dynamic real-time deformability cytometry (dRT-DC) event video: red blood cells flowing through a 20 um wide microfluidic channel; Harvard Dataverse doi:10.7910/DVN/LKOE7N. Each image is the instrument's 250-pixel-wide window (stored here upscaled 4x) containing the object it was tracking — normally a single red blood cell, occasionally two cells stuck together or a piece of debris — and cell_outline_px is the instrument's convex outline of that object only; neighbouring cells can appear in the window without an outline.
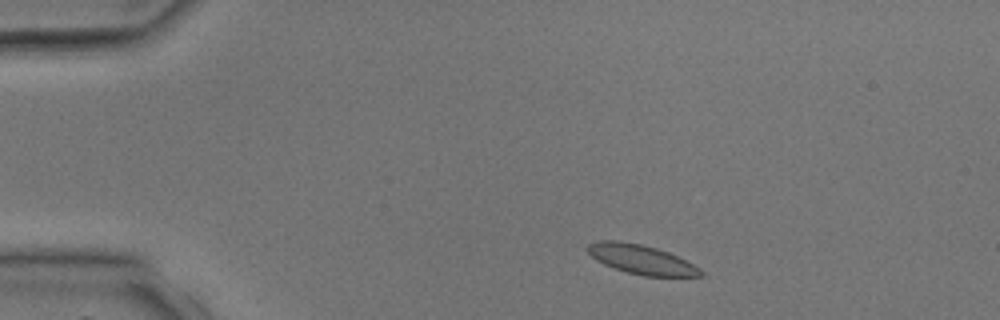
{"species": "common noctule bat (a hibernating species)", "species_latin": "Nyctalus noctula", "temperature_condition": "room temperature", "stored_images_in_passage": 2, "camera_frame_rate_fps": 3000, "um_per_image_px": 0.085, "animal": {"sex": "male", "body_mass_g": 17.9, "forearm_length_mm": 54.2}, "frame": {"image": 1, "passage_image": 1, "time_ms": 0.0, "image_size_px": [1000, 320], "cell_outline_px": [[704, 276], [644, 276], [628, 272], [604, 264], [596, 260], [584, 248], [588, 244], [600, 240], [620, 240], [640, 244], [656, 248], [668, 252], [700, 268], [704, 272]], "centroid_in_image_um": [54.48, 22.04], "position_along_channel_um": 30.5, "area_um2": 19.19}}
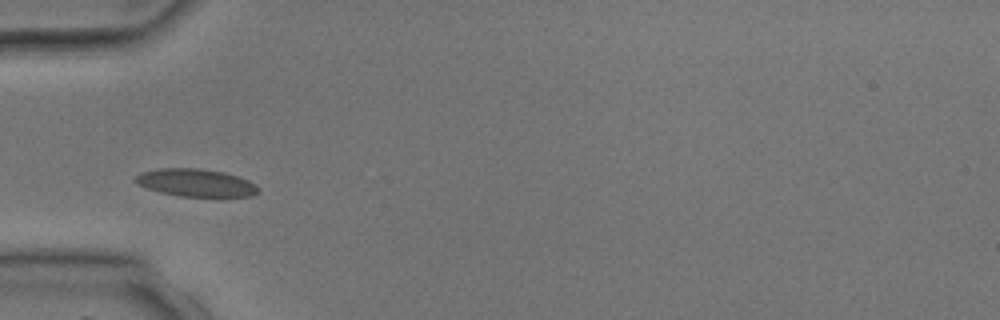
{"frame": {"image": 2, "passage_image": 2, "time_ms": 2.0, "image_size_px": [1000, 320], "cell_outline_px": [[260, 192], [252, 196], [220, 200], [180, 196], [160, 192], [136, 184], [132, 180], [140, 172], [156, 168], [200, 168], [224, 172], [248, 180], [256, 184], [260, 188]], "centroid_in_image_um": [16.72, 15.58], "position_along_channel_um": 68.3, "area_um2": 20.98}}